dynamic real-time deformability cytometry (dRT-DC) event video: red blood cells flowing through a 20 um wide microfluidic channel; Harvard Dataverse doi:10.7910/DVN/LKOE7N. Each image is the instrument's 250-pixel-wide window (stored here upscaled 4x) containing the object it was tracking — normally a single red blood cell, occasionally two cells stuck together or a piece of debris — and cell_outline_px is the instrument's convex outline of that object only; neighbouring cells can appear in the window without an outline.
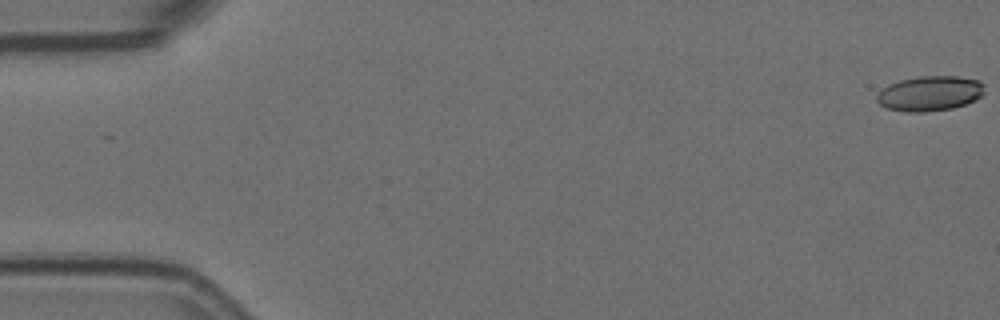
{"species": "Egyptian fruit bat (a non-hibernating species)", "species_latin": "Rousettus aegyptiacus", "temperature_condition": "room temperature", "stored_images_in_passage": 58, "camera_frame_rate_fps": 3000, "um_per_image_px": 0.085, "animal": {"sex": "female"}, "frame": {"image": 1, "passage_image": 1, "time_ms": 0.0, "image_size_px": [1000, 320], "cell_outline_px": [[984, 92], [976, 100], [952, 108], [924, 112], [908, 112], [888, 108], [880, 104], [876, 100], [876, 96], [888, 84], [900, 80], [920, 76], [956, 76], [980, 80], [984, 84]], "centroid_in_image_um": [79.05, 7.93], "position_along_channel_um": 5.9, "area_um2": 21.91}}
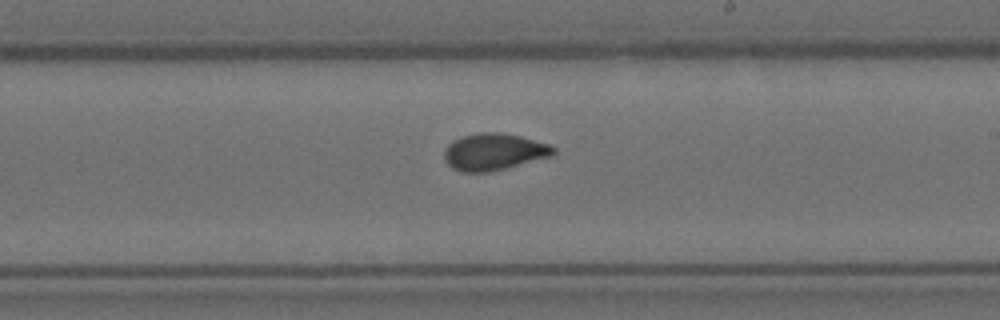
{"frame": {"image": 2, "passage_image": 34, "time_ms": 11.0, "image_size_px": [1000, 320], "cell_outline_px": [[556, 156], [488, 172], [460, 172], [452, 168], [444, 160], [444, 152], [448, 144], [452, 140], [464, 136], [480, 132], [500, 132], [520, 136], [548, 144], [556, 148]], "centroid_in_image_um": [42.01, 12.91], "position_along_channel_um": 247.0, "area_um2": 23.64}}
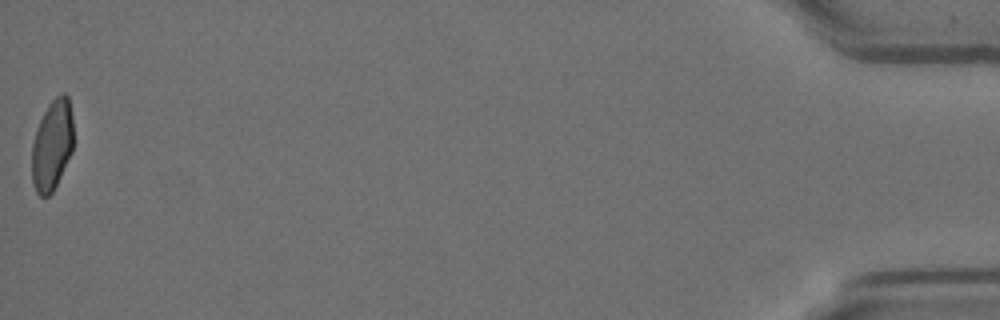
{"frame": {"image": 3, "passage_image": 58, "time_ms": 19.0, "image_size_px": [1000, 320], "cell_outline_px": [[72, 152], [52, 192], [48, 196], [40, 196], [36, 192], [32, 180], [32, 144], [40, 120], [48, 104], [60, 92], [64, 92], [68, 96], [72, 116]], "centroid_in_image_um": [4.43, 12.31], "position_along_channel_um": 430.8, "area_um2": 21.73}, "authors_computed_cell_mechanics": {"area_um2": 22.7443, "velocity_mm_per_s": 3.5515, "shape_relaxation_time_tau1_ms": 7.5831, "shape_relaxation_time_tau2_ms": 1.2072, "deformation_change_tau1": 0.1953, "deformation_change_tau2": 0.0667}}